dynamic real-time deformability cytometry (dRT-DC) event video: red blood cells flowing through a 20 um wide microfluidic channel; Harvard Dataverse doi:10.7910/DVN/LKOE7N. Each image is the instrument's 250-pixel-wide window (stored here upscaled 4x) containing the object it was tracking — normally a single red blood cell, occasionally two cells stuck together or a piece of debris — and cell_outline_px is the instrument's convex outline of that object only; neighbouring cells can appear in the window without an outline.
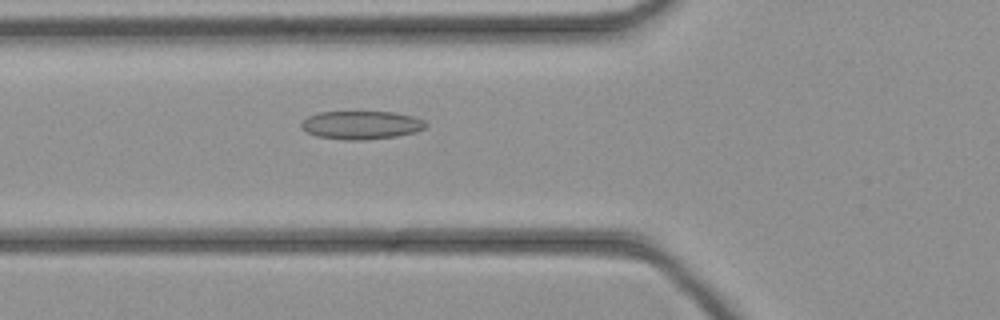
{"species": "common noctule bat (a hibernating species)", "species_latin": "Nyctalus noctula", "temperature_condition": "cold", "stored_images_in_passage": 45, "camera_frame_rate_fps": 3000, "um_per_image_px": 0.085, "animal": {"sex": "female", "body_mass_g": 21.9}, "frame": {"image": 1, "passage_image": 16, "time_ms": 5.0, "image_size_px": [1000, 320], "cell_outline_px": [[428, 124], [424, 128], [416, 132], [396, 136], [364, 140], [344, 140], [316, 136], [300, 128], [300, 124], [308, 116], [320, 112], [396, 112], [412, 116], [424, 120]], "centroid_in_image_um": [30.71, 10.63], "position_along_channel_um": 95.1, "area_um2": 20.58}}
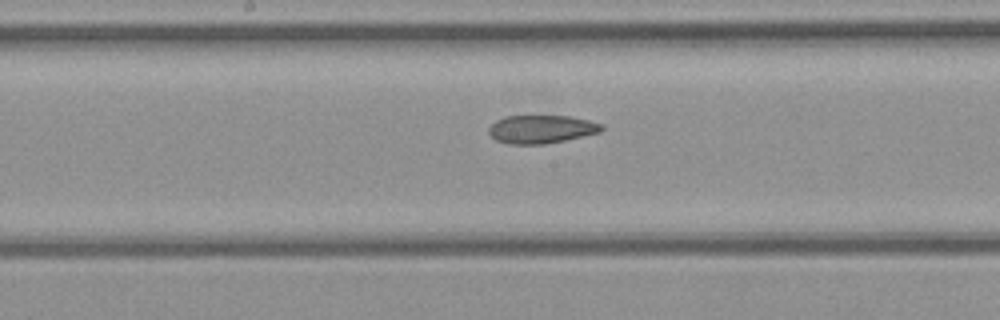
{"frame": {"image": 2, "passage_image": 23, "time_ms": 7.333, "image_size_px": [1000, 320], "cell_outline_px": [[604, 128], [600, 132], [564, 140], [544, 144], [508, 144], [496, 140], [488, 132], [488, 128], [496, 120], [504, 116], [568, 116], [588, 120], [604, 124]], "centroid_in_image_um": [46.0, 10.98], "position_along_channel_um": 202.2, "area_um2": 18.5}}
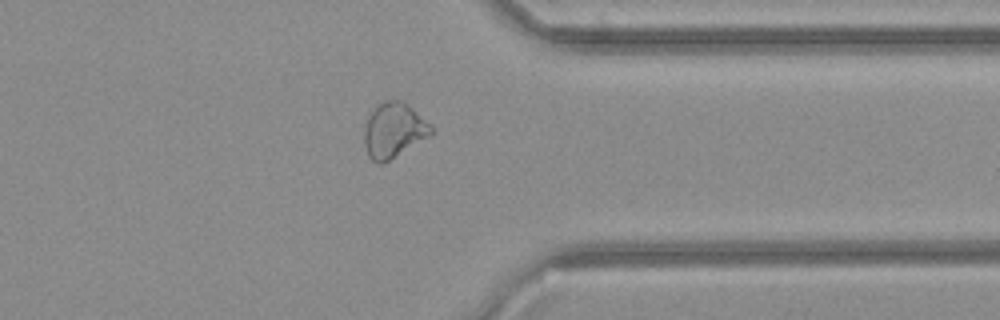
{"frame": {"image": 3, "passage_image": 35, "time_ms": 11.333, "image_size_px": [1000, 320], "cell_outline_px": [[432, 132], [428, 136], [384, 164], [380, 164], [372, 160], [368, 156], [364, 144], [364, 128], [368, 116], [376, 104], [384, 100], [400, 100], [408, 104], [432, 124]], "centroid_in_image_um": [33.44, 11.06], "position_along_channel_um": 378.0, "area_um2": 21.56}}